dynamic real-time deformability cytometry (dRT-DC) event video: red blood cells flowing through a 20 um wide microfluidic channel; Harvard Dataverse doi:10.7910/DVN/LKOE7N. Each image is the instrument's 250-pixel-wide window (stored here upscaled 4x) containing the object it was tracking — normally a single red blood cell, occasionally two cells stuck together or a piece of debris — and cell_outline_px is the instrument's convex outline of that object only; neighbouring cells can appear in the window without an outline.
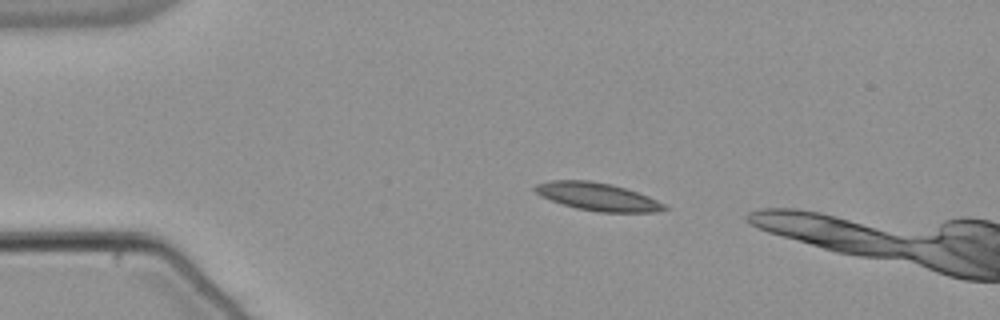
{"species": "common noctule bat (a hibernating species)", "species_latin": "Nyctalus noctula", "temperature_condition": "warm", "stored_images_in_passage": 7, "camera_frame_rate_fps": 3000, "um_per_image_px": 0.085, "animal": {"sex": "male", "body_mass_g": 21.5, "forearm_length_mm": 52.0}, "frame": {"image": 1, "passage_image": 1, "time_ms": 0.0, "image_size_px": [1000, 320], "cell_outline_px": [[668, 208], [656, 212], [596, 212], [576, 208], [540, 196], [532, 188], [536, 184], [552, 180], [588, 180], [612, 184], [648, 196], [664, 204]], "centroid_in_image_um": [50.77, 16.71], "position_along_channel_um": 34.2, "area_um2": 20.81}}